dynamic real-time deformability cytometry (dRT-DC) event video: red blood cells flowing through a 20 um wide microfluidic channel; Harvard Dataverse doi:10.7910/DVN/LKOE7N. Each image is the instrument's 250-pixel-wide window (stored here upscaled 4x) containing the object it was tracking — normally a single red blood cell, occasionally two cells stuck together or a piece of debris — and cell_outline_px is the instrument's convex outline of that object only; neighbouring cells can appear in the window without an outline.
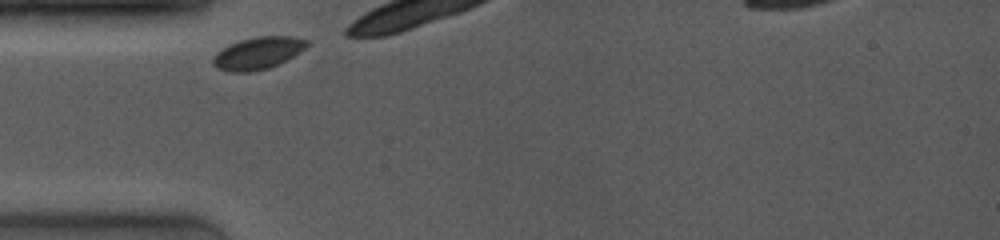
{"species": "common noctule bat (a hibernating species)", "species_latin": "Nyctalus noctula", "temperature_condition": "room temperature", "stored_images_in_passage": 6, "camera_frame_rate_fps": 4000, "um_per_image_px": 0.085, "animal": {"sex": "female", "body_mass_g": 19.0, "forearm_length_mm": 53.3}, "frame": {"image": 1, "passage_image": 1, "time_ms": 0.0, "image_size_px": [1000, 240], "cell_outline_px": [[308, 44], [304, 48], [292, 56], [268, 68], [252, 72], [232, 72], [220, 68], [212, 64], [212, 56], [216, 52], [240, 40], [256, 36], [292, 36], [308, 40]], "centroid_in_image_um": [21.89, 4.51], "position_along_channel_um": 63.1, "area_um2": 17.28}}